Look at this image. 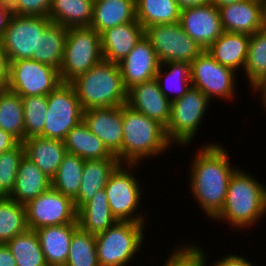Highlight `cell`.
<instances>
[{"mask_svg": "<svg viewBox=\"0 0 266 266\" xmlns=\"http://www.w3.org/2000/svg\"><path fill=\"white\" fill-rule=\"evenodd\" d=\"M94 0H52L48 18L65 28L90 26Z\"/></svg>", "mask_w": 266, "mask_h": 266, "instance_id": "obj_29", "label": "cell"}, {"mask_svg": "<svg viewBox=\"0 0 266 266\" xmlns=\"http://www.w3.org/2000/svg\"><path fill=\"white\" fill-rule=\"evenodd\" d=\"M77 222L80 229L94 235L106 231L117 222L109 207L105 189L97 192L77 210Z\"/></svg>", "mask_w": 266, "mask_h": 266, "instance_id": "obj_27", "label": "cell"}, {"mask_svg": "<svg viewBox=\"0 0 266 266\" xmlns=\"http://www.w3.org/2000/svg\"><path fill=\"white\" fill-rule=\"evenodd\" d=\"M64 266H99L96 236L78 228L73 233L68 257Z\"/></svg>", "mask_w": 266, "mask_h": 266, "instance_id": "obj_38", "label": "cell"}, {"mask_svg": "<svg viewBox=\"0 0 266 266\" xmlns=\"http://www.w3.org/2000/svg\"><path fill=\"white\" fill-rule=\"evenodd\" d=\"M70 83L83 110L123 106L127 102V89L118 63L103 59Z\"/></svg>", "mask_w": 266, "mask_h": 266, "instance_id": "obj_3", "label": "cell"}, {"mask_svg": "<svg viewBox=\"0 0 266 266\" xmlns=\"http://www.w3.org/2000/svg\"><path fill=\"white\" fill-rule=\"evenodd\" d=\"M24 110L25 139L39 136L43 130L47 114V96L21 97Z\"/></svg>", "mask_w": 266, "mask_h": 266, "instance_id": "obj_39", "label": "cell"}, {"mask_svg": "<svg viewBox=\"0 0 266 266\" xmlns=\"http://www.w3.org/2000/svg\"><path fill=\"white\" fill-rule=\"evenodd\" d=\"M144 225L117 221L106 231L95 235L99 266L128 265L143 245Z\"/></svg>", "mask_w": 266, "mask_h": 266, "instance_id": "obj_5", "label": "cell"}, {"mask_svg": "<svg viewBox=\"0 0 266 266\" xmlns=\"http://www.w3.org/2000/svg\"><path fill=\"white\" fill-rule=\"evenodd\" d=\"M62 83L59 70L33 59L10 63L7 89L21 97L47 96Z\"/></svg>", "mask_w": 266, "mask_h": 266, "instance_id": "obj_11", "label": "cell"}, {"mask_svg": "<svg viewBox=\"0 0 266 266\" xmlns=\"http://www.w3.org/2000/svg\"><path fill=\"white\" fill-rule=\"evenodd\" d=\"M250 36L235 32H223L206 50L219 64L235 71L244 70Z\"/></svg>", "mask_w": 266, "mask_h": 266, "instance_id": "obj_25", "label": "cell"}, {"mask_svg": "<svg viewBox=\"0 0 266 266\" xmlns=\"http://www.w3.org/2000/svg\"><path fill=\"white\" fill-rule=\"evenodd\" d=\"M47 105L44 130L39 136L64 141L67 134L83 120L84 110L72 84H59L47 95Z\"/></svg>", "mask_w": 266, "mask_h": 266, "instance_id": "obj_8", "label": "cell"}, {"mask_svg": "<svg viewBox=\"0 0 266 266\" xmlns=\"http://www.w3.org/2000/svg\"><path fill=\"white\" fill-rule=\"evenodd\" d=\"M120 164L118 158L85 160L80 190L73 200L76 210L105 188L110 175Z\"/></svg>", "mask_w": 266, "mask_h": 266, "instance_id": "obj_24", "label": "cell"}, {"mask_svg": "<svg viewBox=\"0 0 266 266\" xmlns=\"http://www.w3.org/2000/svg\"><path fill=\"white\" fill-rule=\"evenodd\" d=\"M179 22L203 50H207L224 32L219 10L212 3L181 10Z\"/></svg>", "mask_w": 266, "mask_h": 266, "instance_id": "obj_15", "label": "cell"}, {"mask_svg": "<svg viewBox=\"0 0 266 266\" xmlns=\"http://www.w3.org/2000/svg\"><path fill=\"white\" fill-rule=\"evenodd\" d=\"M103 60L100 34L92 27L67 29L59 73L62 82H71Z\"/></svg>", "mask_w": 266, "mask_h": 266, "instance_id": "obj_6", "label": "cell"}, {"mask_svg": "<svg viewBox=\"0 0 266 266\" xmlns=\"http://www.w3.org/2000/svg\"><path fill=\"white\" fill-rule=\"evenodd\" d=\"M266 214V186L239 167L231 175L226 201L214 221H226L233 228H246Z\"/></svg>", "mask_w": 266, "mask_h": 266, "instance_id": "obj_2", "label": "cell"}, {"mask_svg": "<svg viewBox=\"0 0 266 266\" xmlns=\"http://www.w3.org/2000/svg\"><path fill=\"white\" fill-rule=\"evenodd\" d=\"M84 163L81 157L67 152L51 179V187L74 200L80 190Z\"/></svg>", "mask_w": 266, "mask_h": 266, "instance_id": "obj_32", "label": "cell"}, {"mask_svg": "<svg viewBox=\"0 0 266 266\" xmlns=\"http://www.w3.org/2000/svg\"><path fill=\"white\" fill-rule=\"evenodd\" d=\"M136 166L137 164H120L110 175L104 188L108 196L109 207L117 221L136 223L146 221L143 215L137 213L143 191L138 179L132 174L131 169Z\"/></svg>", "mask_w": 266, "mask_h": 266, "instance_id": "obj_9", "label": "cell"}, {"mask_svg": "<svg viewBox=\"0 0 266 266\" xmlns=\"http://www.w3.org/2000/svg\"><path fill=\"white\" fill-rule=\"evenodd\" d=\"M160 64L180 62L191 64L204 50L183 30L180 22L157 24L145 28Z\"/></svg>", "mask_w": 266, "mask_h": 266, "instance_id": "obj_10", "label": "cell"}, {"mask_svg": "<svg viewBox=\"0 0 266 266\" xmlns=\"http://www.w3.org/2000/svg\"><path fill=\"white\" fill-rule=\"evenodd\" d=\"M263 4V21H264V26L266 27V0H262Z\"/></svg>", "mask_w": 266, "mask_h": 266, "instance_id": "obj_51", "label": "cell"}, {"mask_svg": "<svg viewBox=\"0 0 266 266\" xmlns=\"http://www.w3.org/2000/svg\"><path fill=\"white\" fill-rule=\"evenodd\" d=\"M224 32L252 35L264 28L262 0H244L218 8Z\"/></svg>", "mask_w": 266, "mask_h": 266, "instance_id": "obj_19", "label": "cell"}, {"mask_svg": "<svg viewBox=\"0 0 266 266\" xmlns=\"http://www.w3.org/2000/svg\"><path fill=\"white\" fill-rule=\"evenodd\" d=\"M28 157L47 177L52 179L67 153L62 140L32 136L23 142Z\"/></svg>", "mask_w": 266, "mask_h": 266, "instance_id": "obj_22", "label": "cell"}, {"mask_svg": "<svg viewBox=\"0 0 266 266\" xmlns=\"http://www.w3.org/2000/svg\"><path fill=\"white\" fill-rule=\"evenodd\" d=\"M28 229L25 205L8 196L0 197V244H6Z\"/></svg>", "mask_w": 266, "mask_h": 266, "instance_id": "obj_35", "label": "cell"}, {"mask_svg": "<svg viewBox=\"0 0 266 266\" xmlns=\"http://www.w3.org/2000/svg\"><path fill=\"white\" fill-rule=\"evenodd\" d=\"M181 10L212 3V0H176Z\"/></svg>", "mask_w": 266, "mask_h": 266, "instance_id": "obj_48", "label": "cell"}, {"mask_svg": "<svg viewBox=\"0 0 266 266\" xmlns=\"http://www.w3.org/2000/svg\"><path fill=\"white\" fill-rule=\"evenodd\" d=\"M209 101L211 103L212 100L202 91L191 86L184 96L171 102L170 119L165 128L171 144L184 147L193 141L210 105Z\"/></svg>", "mask_w": 266, "mask_h": 266, "instance_id": "obj_7", "label": "cell"}, {"mask_svg": "<svg viewBox=\"0 0 266 266\" xmlns=\"http://www.w3.org/2000/svg\"><path fill=\"white\" fill-rule=\"evenodd\" d=\"M252 89V91H254V93L255 92H258V93H260V91L262 92L261 94V97H262V99H260V100H262L263 102L261 103V104H263L262 106H264L263 107V109L266 111V79L265 80H262V81H260V82H258L253 88H251Z\"/></svg>", "mask_w": 266, "mask_h": 266, "instance_id": "obj_49", "label": "cell"}, {"mask_svg": "<svg viewBox=\"0 0 266 266\" xmlns=\"http://www.w3.org/2000/svg\"><path fill=\"white\" fill-rule=\"evenodd\" d=\"M24 155L23 143L0 154V197L9 196L13 190L19 164Z\"/></svg>", "mask_w": 266, "mask_h": 266, "instance_id": "obj_40", "label": "cell"}, {"mask_svg": "<svg viewBox=\"0 0 266 266\" xmlns=\"http://www.w3.org/2000/svg\"><path fill=\"white\" fill-rule=\"evenodd\" d=\"M0 128L10 133L20 143L25 140L21 96L8 89L0 90Z\"/></svg>", "mask_w": 266, "mask_h": 266, "instance_id": "obj_33", "label": "cell"}, {"mask_svg": "<svg viewBox=\"0 0 266 266\" xmlns=\"http://www.w3.org/2000/svg\"><path fill=\"white\" fill-rule=\"evenodd\" d=\"M244 0H212V4H214L217 8H220L222 6L242 2Z\"/></svg>", "mask_w": 266, "mask_h": 266, "instance_id": "obj_50", "label": "cell"}, {"mask_svg": "<svg viewBox=\"0 0 266 266\" xmlns=\"http://www.w3.org/2000/svg\"><path fill=\"white\" fill-rule=\"evenodd\" d=\"M162 69H166L167 74ZM190 74V64L166 62L160 64L155 79L158 81L161 92L172 102L184 96L191 87ZM171 92L176 95L170 97L168 93Z\"/></svg>", "mask_w": 266, "mask_h": 266, "instance_id": "obj_34", "label": "cell"}, {"mask_svg": "<svg viewBox=\"0 0 266 266\" xmlns=\"http://www.w3.org/2000/svg\"><path fill=\"white\" fill-rule=\"evenodd\" d=\"M229 160L226 148L213 142L198 150L191 165L189 189L206 217L212 220L225 204L231 175L237 169Z\"/></svg>", "mask_w": 266, "mask_h": 266, "instance_id": "obj_1", "label": "cell"}, {"mask_svg": "<svg viewBox=\"0 0 266 266\" xmlns=\"http://www.w3.org/2000/svg\"><path fill=\"white\" fill-rule=\"evenodd\" d=\"M191 86L202 91L210 100L215 97L229 100L236 93L235 70L219 64L204 50L190 64Z\"/></svg>", "mask_w": 266, "mask_h": 266, "instance_id": "obj_13", "label": "cell"}, {"mask_svg": "<svg viewBox=\"0 0 266 266\" xmlns=\"http://www.w3.org/2000/svg\"><path fill=\"white\" fill-rule=\"evenodd\" d=\"M244 73L251 88L266 79V27L250 35Z\"/></svg>", "mask_w": 266, "mask_h": 266, "instance_id": "obj_37", "label": "cell"}, {"mask_svg": "<svg viewBox=\"0 0 266 266\" xmlns=\"http://www.w3.org/2000/svg\"><path fill=\"white\" fill-rule=\"evenodd\" d=\"M83 121L122 164V106L86 109Z\"/></svg>", "mask_w": 266, "mask_h": 266, "instance_id": "obj_16", "label": "cell"}, {"mask_svg": "<svg viewBox=\"0 0 266 266\" xmlns=\"http://www.w3.org/2000/svg\"><path fill=\"white\" fill-rule=\"evenodd\" d=\"M136 20L135 0H94L90 27L99 34Z\"/></svg>", "mask_w": 266, "mask_h": 266, "instance_id": "obj_26", "label": "cell"}, {"mask_svg": "<svg viewBox=\"0 0 266 266\" xmlns=\"http://www.w3.org/2000/svg\"><path fill=\"white\" fill-rule=\"evenodd\" d=\"M126 104L137 112L157 121L164 128L167 127L170 119L171 101L161 92L155 78L128 89Z\"/></svg>", "mask_w": 266, "mask_h": 266, "instance_id": "obj_17", "label": "cell"}, {"mask_svg": "<svg viewBox=\"0 0 266 266\" xmlns=\"http://www.w3.org/2000/svg\"><path fill=\"white\" fill-rule=\"evenodd\" d=\"M12 15L10 2L7 0L3 5H0V37L6 31Z\"/></svg>", "mask_w": 266, "mask_h": 266, "instance_id": "obj_45", "label": "cell"}, {"mask_svg": "<svg viewBox=\"0 0 266 266\" xmlns=\"http://www.w3.org/2000/svg\"><path fill=\"white\" fill-rule=\"evenodd\" d=\"M50 188L51 179L24 155L19 164L14 188L8 197L26 205Z\"/></svg>", "mask_w": 266, "mask_h": 266, "instance_id": "obj_23", "label": "cell"}, {"mask_svg": "<svg viewBox=\"0 0 266 266\" xmlns=\"http://www.w3.org/2000/svg\"><path fill=\"white\" fill-rule=\"evenodd\" d=\"M52 21L45 16L12 15L8 27L0 37L9 62L21 59L37 61L39 37Z\"/></svg>", "mask_w": 266, "mask_h": 266, "instance_id": "obj_12", "label": "cell"}, {"mask_svg": "<svg viewBox=\"0 0 266 266\" xmlns=\"http://www.w3.org/2000/svg\"><path fill=\"white\" fill-rule=\"evenodd\" d=\"M122 164H137L156 157L171 147L165 128L157 121L129 107L122 106Z\"/></svg>", "mask_w": 266, "mask_h": 266, "instance_id": "obj_4", "label": "cell"}, {"mask_svg": "<svg viewBox=\"0 0 266 266\" xmlns=\"http://www.w3.org/2000/svg\"><path fill=\"white\" fill-rule=\"evenodd\" d=\"M10 62L0 41V90L7 89Z\"/></svg>", "mask_w": 266, "mask_h": 266, "instance_id": "obj_43", "label": "cell"}, {"mask_svg": "<svg viewBox=\"0 0 266 266\" xmlns=\"http://www.w3.org/2000/svg\"><path fill=\"white\" fill-rule=\"evenodd\" d=\"M119 67L124 86L128 90L134 85L154 79L160 62L149 39L144 35L119 63Z\"/></svg>", "mask_w": 266, "mask_h": 266, "instance_id": "obj_18", "label": "cell"}, {"mask_svg": "<svg viewBox=\"0 0 266 266\" xmlns=\"http://www.w3.org/2000/svg\"><path fill=\"white\" fill-rule=\"evenodd\" d=\"M176 247L163 266H206V252L200 246L193 244ZM178 248V249H177Z\"/></svg>", "mask_w": 266, "mask_h": 266, "instance_id": "obj_41", "label": "cell"}, {"mask_svg": "<svg viewBox=\"0 0 266 266\" xmlns=\"http://www.w3.org/2000/svg\"><path fill=\"white\" fill-rule=\"evenodd\" d=\"M20 142L0 128V154L15 148Z\"/></svg>", "mask_w": 266, "mask_h": 266, "instance_id": "obj_46", "label": "cell"}, {"mask_svg": "<svg viewBox=\"0 0 266 266\" xmlns=\"http://www.w3.org/2000/svg\"><path fill=\"white\" fill-rule=\"evenodd\" d=\"M78 222L45 226L36 231L48 266H64Z\"/></svg>", "mask_w": 266, "mask_h": 266, "instance_id": "obj_21", "label": "cell"}, {"mask_svg": "<svg viewBox=\"0 0 266 266\" xmlns=\"http://www.w3.org/2000/svg\"><path fill=\"white\" fill-rule=\"evenodd\" d=\"M14 15L49 16L52 0H9Z\"/></svg>", "mask_w": 266, "mask_h": 266, "instance_id": "obj_42", "label": "cell"}, {"mask_svg": "<svg viewBox=\"0 0 266 266\" xmlns=\"http://www.w3.org/2000/svg\"><path fill=\"white\" fill-rule=\"evenodd\" d=\"M0 266H17L15 258L6 244H0Z\"/></svg>", "mask_w": 266, "mask_h": 266, "instance_id": "obj_47", "label": "cell"}, {"mask_svg": "<svg viewBox=\"0 0 266 266\" xmlns=\"http://www.w3.org/2000/svg\"><path fill=\"white\" fill-rule=\"evenodd\" d=\"M64 143L68 153L75 154L83 160L117 158L90 131L83 120L67 134Z\"/></svg>", "mask_w": 266, "mask_h": 266, "instance_id": "obj_28", "label": "cell"}, {"mask_svg": "<svg viewBox=\"0 0 266 266\" xmlns=\"http://www.w3.org/2000/svg\"><path fill=\"white\" fill-rule=\"evenodd\" d=\"M67 28L51 22L38 39L37 61L57 70L63 60Z\"/></svg>", "mask_w": 266, "mask_h": 266, "instance_id": "obj_31", "label": "cell"}, {"mask_svg": "<svg viewBox=\"0 0 266 266\" xmlns=\"http://www.w3.org/2000/svg\"><path fill=\"white\" fill-rule=\"evenodd\" d=\"M212 266H254L251 262H249L246 258L242 257L238 254H228L223 258L214 262Z\"/></svg>", "mask_w": 266, "mask_h": 266, "instance_id": "obj_44", "label": "cell"}, {"mask_svg": "<svg viewBox=\"0 0 266 266\" xmlns=\"http://www.w3.org/2000/svg\"><path fill=\"white\" fill-rule=\"evenodd\" d=\"M17 266H48L35 230L28 229L6 243Z\"/></svg>", "mask_w": 266, "mask_h": 266, "instance_id": "obj_36", "label": "cell"}, {"mask_svg": "<svg viewBox=\"0 0 266 266\" xmlns=\"http://www.w3.org/2000/svg\"><path fill=\"white\" fill-rule=\"evenodd\" d=\"M144 35L137 20L105 30L100 34L103 59L119 64Z\"/></svg>", "mask_w": 266, "mask_h": 266, "instance_id": "obj_20", "label": "cell"}, {"mask_svg": "<svg viewBox=\"0 0 266 266\" xmlns=\"http://www.w3.org/2000/svg\"><path fill=\"white\" fill-rule=\"evenodd\" d=\"M135 6L136 20L144 29L180 21L181 9L176 0H135Z\"/></svg>", "mask_w": 266, "mask_h": 266, "instance_id": "obj_30", "label": "cell"}, {"mask_svg": "<svg viewBox=\"0 0 266 266\" xmlns=\"http://www.w3.org/2000/svg\"><path fill=\"white\" fill-rule=\"evenodd\" d=\"M29 229L77 221L74 201L52 187L25 205Z\"/></svg>", "mask_w": 266, "mask_h": 266, "instance_id": "obj_14", "label": "cell"}, {"mask_svg": "<svg viewBox=\"0 0 266 266\" xmlns=\"http://www.w3.org/2000/svg\"><path fill=\"white\" fill-rule=\"evenodd\" d=\"M7 0H0V5H3Z\"/></svg>", "mask_w": 266, "mask_h": 266, "instance_id": "obj_52", "label": "cell"}]
</instances>
